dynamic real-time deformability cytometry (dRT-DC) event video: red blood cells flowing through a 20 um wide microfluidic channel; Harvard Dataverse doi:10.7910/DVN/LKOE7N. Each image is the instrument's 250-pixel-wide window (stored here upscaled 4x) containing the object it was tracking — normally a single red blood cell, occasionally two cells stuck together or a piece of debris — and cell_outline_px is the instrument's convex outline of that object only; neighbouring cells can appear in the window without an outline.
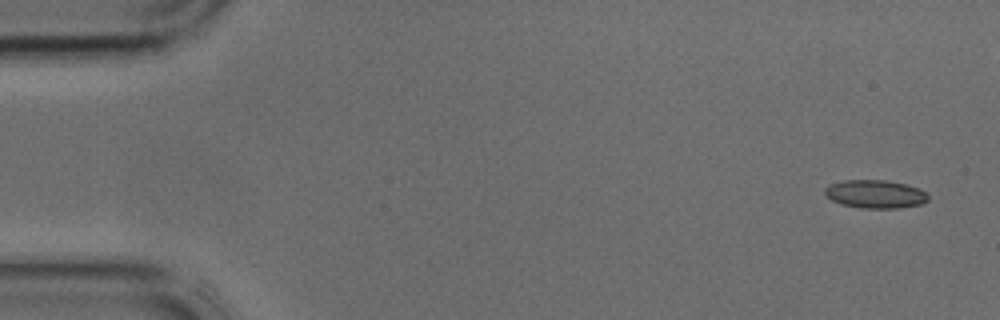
{"species": "common noctule bat (a hibernating species)", "species_latin": "Nyctalus noctula", "temperature_condition": "cold", "stored_images_in_passage": 6, "camera_frame_rate_fps": 3000, "um_per_image_px": 0.085, "animal": {"sex": "male", "body_mass_g": 17.9, "forearm_length_mm": 54.2}, "frame": {"image": 1, "passage_image": 1, "time_ms": 0.0, "image_size_px": [1000, 320], "cell_outline_px": [[928, 200], [920, 204], [900, 208], [860, 208], [840, 204], [832, 200], [824, 192], [824, 188], [832, 184], [844, 180], [888, 180], [908, 184], [924, 192], [928, 196]], "centroid_in_image_um": [74.39, 16.5], "position_along_channel_um": 10.6, "area_um2": 16.94}}